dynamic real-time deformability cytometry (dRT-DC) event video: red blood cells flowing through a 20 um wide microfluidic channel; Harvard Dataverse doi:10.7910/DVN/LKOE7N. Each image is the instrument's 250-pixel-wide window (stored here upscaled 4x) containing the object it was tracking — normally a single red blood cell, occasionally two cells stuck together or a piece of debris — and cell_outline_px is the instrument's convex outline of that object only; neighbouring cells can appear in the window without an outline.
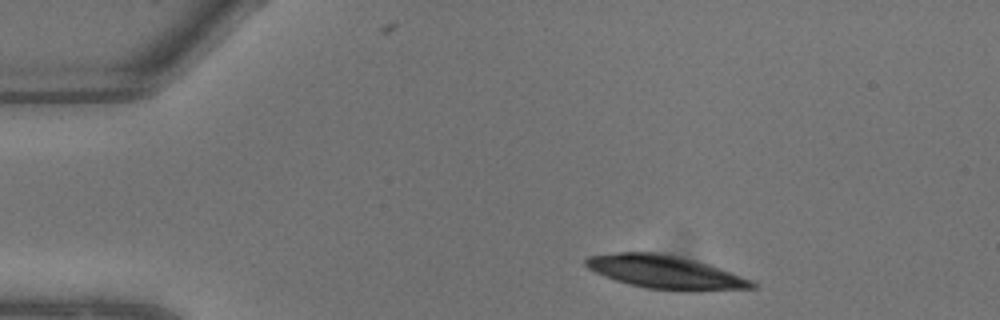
{"species": "common noctule bat (a hibernating species)", "species_latin": "Nyctalus noctula", "temperature_condition": "warm", "stored_images_in_passage": 5, "camera_frame_rate_fps": 3000, "um_per_image_px": 0.085, "animal": {"sex": "male", "body_mass_g": 13.3}, "frame": {"image": 1, "passage_image": 1, "time_ms": 0.0, "image_size_px": [1000, 320], "cell_outline_px": [[760, 284], [756, 288], [696, 292], [676, 292], [644, 288], [628, 284], [604, 276], [588, 268], [584, 264], [584, 260], [588, 256], [620, 252], [656, 252], [680, 256], [696, 260], [720, 268], [752, 280]], "centroid_in_image_um": [56.62, 23.16], "position_along_channel_um": 28.4, "area_um2": 32.95}}
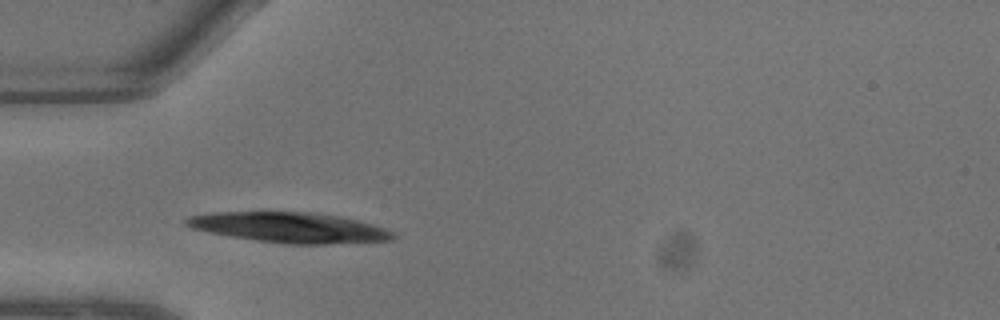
{"frame": {"image": 2, "passage_image": 4, "time_ms": 1.0, "image_size_px": [1000, 320], "cell_outline_px": [[396, 236], [392, 240], [328, 244], [284, 244], [256, 240], [208, 232], [192, 228], [184, 224], [184, 220], [188, 216], [208, 212], [316, 212], [356, 220], [372, 224], [384, 228], [392, 232]], "centroid_in_image_um": [24.57, 19.33], "position_along_channel_um": 60.4, "area_um2": 36.41}}